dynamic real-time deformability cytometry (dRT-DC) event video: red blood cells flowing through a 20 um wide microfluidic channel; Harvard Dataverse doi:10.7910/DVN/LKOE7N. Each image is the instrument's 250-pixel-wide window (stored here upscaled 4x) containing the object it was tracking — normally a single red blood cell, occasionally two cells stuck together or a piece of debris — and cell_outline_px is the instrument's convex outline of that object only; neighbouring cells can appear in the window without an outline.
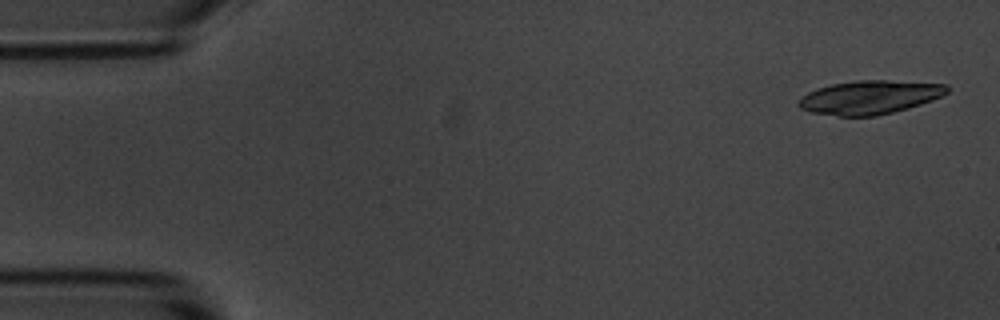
{"species": "common noctule bat (a hibernating species)", "species_latin": "Nyctalus noctula", "temperature_condition": "room temperature", "stored_images_in_passage": 5, "camera_frame_rate_fps": 3000, "um_per_image_px": 0.085, "animal": {"sex": "male", "body_mass_g": 20.1, "forearm_length_mm": 53.5}, "frame": {"image": 1, "passage_image": 1, "time_ms": 0.0, "image_size_px": [1000, 320], "cell_outline_px": [[948, 92], [932, 100], [908, 108], [876, 116], [840, 116], [812, 112], [800, 108], [796, 104], [808, 92], [816, 88], [832, 84], [856, 80], [884, 80], [948, 84]], "centroid_in_image_um": [73.92, 8.26], "position_along_channel_um": 11.1, "area_um2": 28.9}}